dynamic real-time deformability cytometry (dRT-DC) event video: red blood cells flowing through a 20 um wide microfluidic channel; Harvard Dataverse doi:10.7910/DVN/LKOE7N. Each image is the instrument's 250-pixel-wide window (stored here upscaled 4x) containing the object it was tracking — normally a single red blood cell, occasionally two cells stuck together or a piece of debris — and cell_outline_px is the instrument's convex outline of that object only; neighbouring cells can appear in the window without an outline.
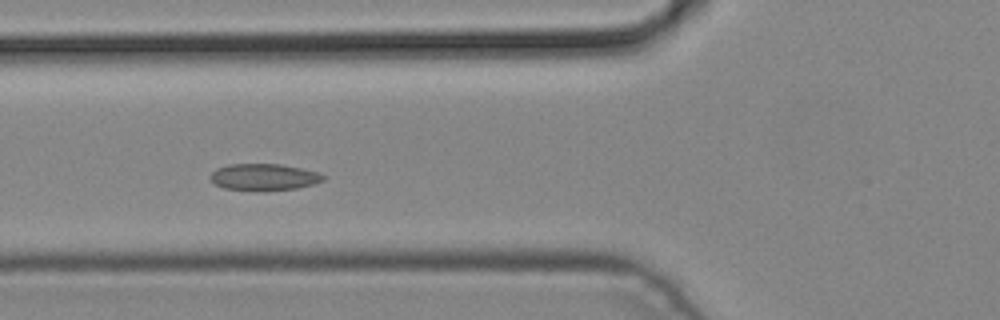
{"species": "common noctule bat (a hibernating species)", "species_latin": "Nyctalus noctula", "temperature_condition": "cold", "stored_images_in_passage": 7, "camera_frame_rate_fps": 3000, "um_per_image_px": 0.085, "animal": {"sex": "male", "body_mass_g": 19.2, "forearm_length_mm": 51.8}, "frame": {"image": 1, "passage_image": 5, "time_ms": 1.333, "image_size_px": [1000, 320], "cell_outline_px": [[324, 180], [312, 184], [296, 188], [256, 192], [224, 188], [216, 184], [208, 176], [216, 168], [228, 164], [280, 164], [320, 172], [324, 176]], "centroid_in_image_um": [22.4, 15.06], "position_along_channel_um": 103.4, "area_um2": 17.74}}
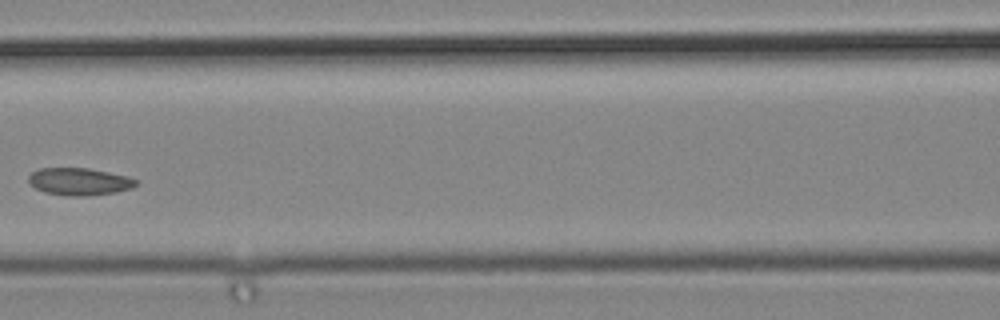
{"frame": {"image": 2, "passage_image": 6, "time_ms": 1.667, "image_size_px": [1000, 320], "cell_outline_px": [[140, 184], [132, 188], [116, 192], [88, 196], [64, 196], [44, 192], [36, 188], [28, 180], [28, 176], [32, 172], [40, 168], [88, 168], [108, 172], [140, 180]], "centroid_in_image_um": [6.77, 15.44], "position_along_channel_um": 159.8, "area_um2": 17.22}}
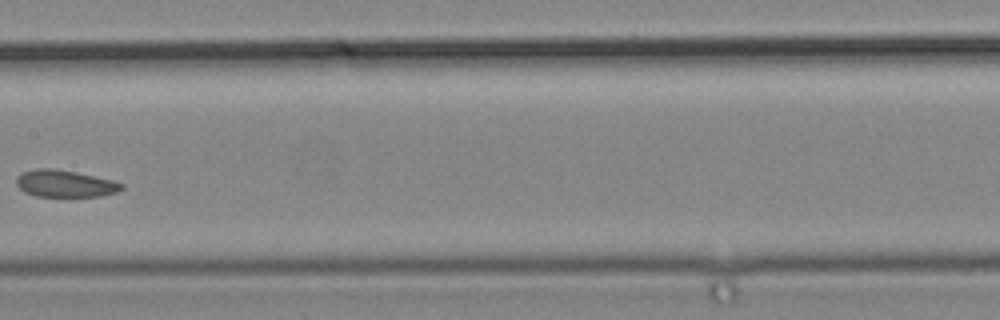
{"frame": {"image": 3, "passage_image": 7, "time_ms": 2.0, "image_size_px": [1000, 320], "cell_outline_px": [[124, 188], [116, 192], [100, 196], [36, 196], [24, 192], [16, 184], [16, 176], [20, 172], [36, 168], [52, 168], [76, 172], [112, 180], [124, 184]], "centroid_in_image_um": [5.48, 15.59], "position_along_channel_um": 201.9, "area_um2": 16.59}}